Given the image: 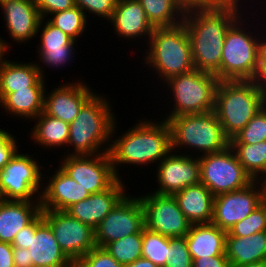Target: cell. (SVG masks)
Returning <instances> with one entry per match:
<instances>
[{
    "label": "cell",
    "mask_w": 266,
    "mask_h": 267,
    "mask_svg": "<svg viewBox=\"0 0 266 267\" xmlns=\"http://www.w3.org/2000/svg\"><path fill=\"white\" fill-rule=\"evenodd\" d=\"M238 0L188 4L183 23L188 32L194 68L216 74L228 28L243 14ZM240 13V14H239Z\"/></svg>",
    "instance_id": "cell-1"
},
{
    "label": "cell",
    "mask_w": 266,
    "mask_h": 267,
    "mask_svg": "<svg viewBox=\"0 0 266 267\" xmlns=\"http://www.w3.org/2000/svg\"><path fill=\"white\" fill-rule=\"evenodd\" d=\"M117 139H112L109 155L118 179V165H148L161 162L171 151V131L166 120H143ZM120 176V177H119Z\"/></svg>",
    "instance_id": "cell-2"
},
{
    "label": "cell",
    "mask_w": 266,
    "mask_h": 267,
    "mask_svg": "<svg viewBox=\"0 0 266 267\" xmlns=\"http://www.w3.org/2000/svg\"><path fill=\"white\" fill-rule=\"evenodd\" d=\"M266 105V92L254 80L219 81L214 112L231 140Z\"/></svg>",
    "instance_id": "cell-3"
},
{
    "label": "cell",
    "mask_w": 266,
    "mask_h": 267,
    "mask_svg": "<svg viewBox=\"0 0 266 267\" xmlns=\"http://www.w3.org/2000/svg\"><path fill=\"white\" fill-rule=\"evenodd\" d=\"M102 97L94 94L69 124L67 145L73 146L74 152H68L67 155H96L109 151V143L114 138L118 124L109 101ZM103 145L106 146L104 149Z\"/></svg>",
    "instance_id": "cell-4"
},
{
    "label": "cell",
    "mask_w": 266,
    "mask_h": 267,
    "mask_svg": "<svg viewBox=\"0 0 266 267\" xmlns=\"http://www.w3.org/2000/svg\"><path fill=\"white\" fill-rule=\"evenodd\" d=\"M148 42L144 64L152 67L164 83L173 76L195 69L191 41L184 23L154 28Z\"/></svg>",
    "instance_id": "cell-5"
},
{
    "label": "cell",
    "mask_w": 266,
    "mask_h": 267,
    "mask_svg": "<svg viewBox=\"0 0 266 267\" xmlns=\"http://www.w3.org/2000/svg\"><path fill=\"white\" fill-rule=\"evenodd\" d=\"M171 148L199 150L202 155L224 150L230 145L214 111L171 117ZM195 148V149H194Z\"/></svg>",
    "instance_id": "cell-6"
},
{
    "label": "cell",
    "mask_w": 266,
    "mask_h": 267,
    "mask_svg": "<svg viewBox=\"0 0 266 267\" xmlns=\"http://www.w3.org/2000/svg\"><path fill=\"white\" fill-rule=\"evenodd\" d=\"M241 18L242 16L226 32L220 70L215 74L219 81L254 80L258 68L260 38L253 36L254 33L244 26L248 23H244Z\"/></svg>",
    "instance_id": "cell-7"
},
{
    "label": "cell",
    "mask_w": 266,
    "mask_h": 267,
    "mask_svg": "<svg viewBox=\"0 0 266 267\" xmlns=\"http://www.w3.org/2000/svg\"><path fill=\"white\" fill-rule=\"evenodd\" d=\"M172 92L174 105L171 117L199 114L214 111L215 91L219 82L211 73L194 69L191 72L176 75L165 81Z\"/></svg>",
    "instance_id": "cell-8"
},
{
    "label": "cell",
    "mask_w": 266,
    "mask_h": 267,
    "mask_svg": "<svg viewBox=\"0 0 266 267\" xmlns=\"http://www.w3.org/2000/svg\"><path fill=\"white\" fill-rule=\"evenodd\" d=\"M199 163L200 183L214 196L243 189L254 181L230 145L222 151L199 156Z\"/></svg>",
    "instance_id": "cell-9"
},
{
    "label": "cell",
    "mask_w": 266,
    "mask_h": 267,
    "mask_svg": "<svg viewBox=\"0 0 266 267\" xmlns=\"http://www.w3.org/2000/svg\"><path fill=\"white\" fill-rule=\"evenodd\" d=\"M41 167L33 156L19 154L17 151L12 159L0 169V199L40 201L43 190L41 182L44 178H48L41 173Z\"/></svg>",
    "instance_id": "cell-10"
},
{
    "label": "cell",
    "mask_w": 266,
    "mask_h": 267,
    "mask_svg": "<svg viewBox=\"0 0 266 267\" xmlns=\"http://www.w3.org/2000/svg\"><path fill=\"white\" fill-rule=\"evenodd\" d=\"M43 219L52 229L55 239L66 257L75 264L96 247L95 231L65 211L42 210Z\"/></svg>",
    "instance_id": "cell-11"
},
{
    "label": "cell",
    "mask_w": 266,
    "mask_h": 267,
    "mask_svg": "<svg viewBox=\"0 0 266 267\" xmlns=\"http://www.w3.org/2000/svg\"><path fill=\"white\" fill-rule=\"evenodd\" d=\"M145 214L139 197L126 195L100 222L95 231V244L103 248L106 244L128 235L143 232Z\"/></svg>",
    "instance_id": "cell-12"
},
{
    "label": "cell",
    "mask_w": 266,
    "mask_h": 267,
    "mask_svg": "<svg viewBox=\"0 0 266 267\" xmlns=\"http://www.w3.org/2000/svg\"><path fill=\"white\" fill-rule=\"evenodd\" d=\"M59 166L90 194L108 189L118 178L108 152L96 155H64Z\"/></svg>",
    "instance_id": "cell-13"
},
{
    "label": "cell",
    "mask_w": 266,
    "mask_h": 267,
    "mask_svg": "<svg viewBox=\"0 0 266 267\" xmlns=\"http://www.w3.org/2000/svg\"><path fill=\"white\" fill-rule=\"evenodd\" d=\"M143 205L145 227L168 237H183L192 225L173 195L151 192L138 196Z\"/></svg>",
    "instance_id": "cell-14"
},
{
    "label": "cell",
    "mask_w": 266,
    "mask_h": 267,
    "mask_svg": "<svg viewBox=\"0 0 266 267\" xmlns=\"http://www.w3.org/2000/svg\"><path fill=\"white\" fill-rule=\"evenodd\" d=\"M262 203L261 185L254 180L243 189L215 196L211 223L228 232Z\"/></svg>",
    "instance_id": "cell-15"
},
{
    "label": "cell",
    "mask_w": 266,
    "mask_h": 267,
    "mask_svg": "<svg viewBox=\"0 0 266 267\" xmlns=\"http://www.w3.org/2000/svg\"><path fill=\"white\" fill-rule=\"evenodd\" d=\"M172 152L157 164L156 182L159 187L154 193L174 195L185 187L200 183L199 157Z\"/></svg>",
    "instance_id": "cell-16"
},
{
    "label": "cell",
    "mask_w": 266,
    "mask_h": 267,
    "mask_svg": "<svg viewBox=\"0 0 266 267\" xmlns=\"http://www.w3.org/2000/svg\"><path fill=\"white\" fill-rule=\"evenodd\" d=\"M84 81L60 84L44 95V112L70 124L78 116L82 106L95 94Z\"/></svg>",
    "instance_id": "cell-17"
},
{
    "label": "cell",
    "mask_w": 266,
    "mask_h": 267,
    "mask_svg": "<svg viewBox=\"0 0 266 267\" xmlns=\"http://www.w3.org/2000/svg\"><path fill=\"white\" fill-rule=\"evenodd\" d=\"M125 188L124 181L121 178L117 179L108 189L91 194L88 198L72 204L65 212L95 230L126 195Z\"/></svg>",
    "instance_id": "cell-18"
},
{
    "label": "cell",
    "mask_w": 266,
    "mask_h": 267,
    "mask_svg": "<svg viewBox=\"0 0 266 267\" xmlns=\"http://www.w3.org/2000/svg\"><path fill=\"white\" fill-rule=\"evenodd\" d=\"M30 259L33 267H74L61 251L49 224L42 212L31 222Z\"/></svg>",
    "instance_id": "cell-19"
},
{
    "label": "cell",
    "mask_w": 266,
    "mask_h": 267,
    "mask_svg": "<svg viewBox=\"0 0 266 267\" xmlns=\"http://www.w3.org/2000/svg\"><path fill=\"white\" fill-rule=\"evenodd\" d=\"M0 6L13 41L27 43L36 38L41 15L33 0H5Z\"/></svg>",
    "instance_id": "cell-20"
},
{
    "label": "cell",
    "mask_w": 266,
    "mask_h": 267,
    "mask_svg": "<svg viewBox=\"0 0 266 267\" xmlns=\"http://www.w3.org/2000/svg\"><path fill=\"white\" fill-rule=\"evenodd\" d=\"M43 185L40 196L42 210L65 211L72 204L88 198L91 194L66 174L60 167Z\"/></svg>",
    "instance_id": "cell-21"
},
{
    "label": "cell",
    "mask_w": 266,
    "mask_h": 267,
    "mask_svg": "<svg viewBox=\"0 0 266 267\" xmlns=\"http://www.w3.org/2000/svg\"><path fill=\"white\" fill-rule=\"evenodd\" d=\"M37 63L15 62L5 57L0 64V101L22 89H46L45 74Z\"/></svg>",
    "instance_id": "cell-22"
},
{
    "label": "cell",
    "mask_w": 266,
    "mask_h": 267,
    "mask_svg": "<svg viewBox=\"0 0 266 267\" xmlns=\"http://www.w3.org/2000/svg\"><path fill=\"white\" fill-rule=\"evenodd\" d=\"M109 22H112L115 34L127 40L143 39V36H148L149 40L154 29L138 0H118Z\"/></svg>",
    "instance_id": "cell-23"
},
{
    "label": "cell",
    "mask_w": 266,
    "mask_h": 267,
    "mask_svg": "<svg viewBox=\"0 0 266 267\" xmlns=\"http://www.w3.org/2000/svg\"><path fill=\"white\" fill-rule=\"evenodd\" d=\"M42 211L40 201L0 199V242L12 243L15 235Z\"/></svg>",
    "instance_id": "cell-24"
},
{
    "label": "cell",
    "mask_w": 266,
    "mask_h": 267,
    "mask_svg": "<svg viewBox=\"0 0 266 267\" xmlns=\"http://www.w3.org/2000/svg\"><path fill=\"white\" fill-rule=\"evenodd\" d=\"M226 235L227 231L213 223L192 224L185 236L191 257L226 256Z\"/></svg>",
    "instance_id": "cell-25"
},
{
    "label": "cell",
    "mask_w": 266,
    "mask_h": 267,
    "mask_svg": "<svg viewBox=\"0 0 266 267\" xmlns=\"http://www.w3.org/2000/svg\"><path fill=\"white\" fill-rule=\"evenodd\" d=\"M173 196L191 224L211 223L215 196L204 184L185 187Z\"/></svg>",
    "instance_id": "cell-26"
},
{
    "label": "cell",
    "mask_w": 266,
    "mask_h": 267,
    "mask_svg": "<svg viewBox=\"0 0 266 267\" xmlns=\"http://www.w3.org/2000/svg\"><path fill=\"white\" fill-rule=\"evenodd\" d=\"M225 255L231 266L266 260V231L245 237L226 236Z\"/></svg>",
    "instance_id": "cell-27"
},
{
    "label": "cell",
    "mask_w": 266,
    "mask_h": 267,
    "mask_svg": "<svg viewBox=\"0 0 266 267\" xmlns=\"http://www.w3.org/2000/svg\"><path fill=\"white\" fill-rule=\"evenodd\" d=\"M46 89H22L8 93L1 101L0 106L10 115L33 119L44 111V93Z\"/></svg>",
    "instance_id": "cell-28"
},
{
    "label": "cell",
    "mask_w": 266,
    "mask_h": 267,
    "mask_svg": "<svg viewBox=\"0 0 266 267\" xmlns=\"http://www.w3.org/2000/svg\"><path fill=\"white\" fill-rule=\"evenodd\" d=\"M138 2L154 28L173 27L183 23L188 6L185 0H138Z\"/></svg>",
    "instance_id": "cell-29"
},
{
    "label": "cell",
    "mask_w": 266,
    "mask_h": 267,
    "mask_svg": "<svg viewBox=\"0 0 266 267\" xmlns=\"http://www.w3.org/2000/svg\"><path fill=\"white\" fill-rule=\"evenodd\" d=\"M34 129L31 130L30 138L35 144L50 149L68 144L70 125L61 119L47 115L44 111L35 118Z\"/></svg>",
    "instance_id": "cell-30"
},
{
    "label": "cell",
    "mask_w": 266,
    "mask_h": 267,
    "mask_svg": "<svg viewBox=\"0 0 266 267\" xmlns=\"http://www.w3.org/2000/svg\"><path fill=\"white\" fill-rule=\"evenodd\" d=\"M230 146L253 180H259L261 176L266 175V140L252 145L230 144Z\"/></svg>",
    "instance_id": "cell-31"
},
{
    "label": "cell",
    "mask_w": 266,
    "mask_h": 267,
    "mask_svg": "<svg viewBox=\"0 0 266 267\" xmlns=\"http://www.w3.org/2000/svg\"><path fill=\"white\" fill-rule=\"evenodd\" d=\"M122 266L142 257V232L128 235L103 247Z\"/></svg>",
    "instance_id": "cell-32"
},
{
    "label": "cell",
    "mask_w": 266,
    "mask_h": 267,
    "mask_svg": "<svg viewBox=\"0 0 266 267\" xmlns=\"http://www.w3.org/2000/svg\"><path fill=\"white\" fill-rule=\"evenodd\" d=\"M47 19L52 25L69 35L75 41L83 35L87 29V18L84 12L77 6L71 9L50 14ZM53 15V16H52Z\"/></svg>",
    "instance_id": "cell-33"
},
{
    "label": "cell",
    "mask_w": 266,
    "mask_h": 267,
    "mask_svg": "<svg viewBox=\"0 0 266 267\" xmlns=\"http://www.w3.org/2000/svg\"><path fill=\"white\" fill-rule=\"evenodd\" d=\"M170 237L151 231L146 227L142 232V257L149 259L158 267H164L168 257Z\"/></svg>",
    "instance_id": "cell-34"
},
{
    "label": "cell",
    "mask_w": 266,
    "mask_h": 267,
    "mask_svg": "<svg viewBox=\"0 0 266 267\" xmlns=\"http://www.w3.org/2000/svg\"><path fill=\"white\" fill-rule=\"evenodd\" d=\"M266 140V105L231 140L230 144H257Z\"/></svg>",
    "instance_id": "cell-35"
},
{
    "label": "cell",
    "mask_w": 266,
    "mask_h": 267,
    "mask_svg": "<svg viewBox=\"0 0 266 267\" xmlns=\"http://www.w3.org/2000/svg\"><path fill=\"white\" fill-rule=\"evenodd\" d=\"M261 231H266V204L262 203L246 218L234 224L226 236L245 237Z\"/></svg>",
    "instance_id": "cell-36"
},
{
    "label": "cell",
    "mask_w": 266,
    "mask_h": 267,
    "mask_svg": "<svg viewBox=\"0 0 266 267\" xmlns=\"http://www.w3.org/2000/svg\"><path fill=\"white\" fill-rule=\"evenodd\" d=\"M43 20L45 21L44 18H41L37 30V32L42 31V34L39 36L41 44L37 45L39 49L75 48L76 41L73 38L52 25L48 20L45 22ZM43 22L45 25L41 26Z\"/></svg>",
    "instance_id": "cell-37"
},
{
    "label": "cell",
    "mask_w": 266,
    "mask_h": 267,
    "mask_svg": "<svg viewBox=\"0 0 266 267\" xmlns=\"http://www.w3.org/2000/svg\"><path fill=\"white\" fill-rule=\"evenodd\" d=\"M164 267H192V257L188 250L186 237H170L168 257Z\"/></svg>",
    "instance_id": "cell-38"
},
{
    "label": "cell",
    "mask_w": 266,
    "mask_h": 267,
    "mask_svg": "<svg viewBox=\"0 0 266 267\" xmlns=\"http://www.w3.org/2000/svg\"><path fill=\"white\" fill-rule=\"evenodd\" d=\"M74 267H123L104 248L95 247L81 257Z\"/></svg>",
    "instance_id": "cell-39"
},
{
    "label": "cell",
    "mask_w": 266,
    "mask_h": 267,
    "mask_svg": "<svg viewBox=\"0 0 266 267\" xmlns=\"http://www.w3.org/2000/svg\"><path fill=\"white\" fill-rule=\"evenodd\" d=\"M75 6L79 7L87 18V13L97 15L107 21L112 18L118 0H74Z\"/></svg>",
    "instance_id": "cell-40"
},
{
    "label": "cell",
    "mask_w": 266,
    "mask_h": 267,
    "mask_svg": "<svg viewBox=\"0 0 266 267\" xmlns=\"http://www.w3.org/2000/svg\"><path fill=\"white\" fill-rule=\"evenodd\" d=\"M39 59L49 68H57L68 65L74 57V48L38 49ZM51 66V67H50Z\"/></svg>",
    "instance_id": "cell-41"
},
{
    "label": "cell",
    "mask_w": 266,
    "mask_h": 267,
    "mask_svg": "<svg viewBox=\"0 0 266 267\" xmlns=\"http://www.w3.org/2000/svg\"><path fill=\"white\" fill-rule=\"evenodd\" d=\"M16 137L4 128H0V169H2L19 150Z\"/></svg>",
    "instance_id": "cell-42"
},
{
    "label": "cell",
    "mask_w": 266,
    "mask_h": 267,
    "mask_svg": "<svg viewBox=\"0 0 266 267\" xmlns=\"http://www.w3.org/2000/svg\"><path fill=\"white\" fill-rule=\"evenodd\" d=\"M34 5L38 8L41 18L59 11L71 9L75 6L74 0H33Z\"/></svg>",
    "instance_id": "cell-43"
},
{
    "label": "cell",
    "mask_w": 266,
    "mask_h": 267,
    "mask_svg": "<svg viewBox=\"0 0 266 267\" xmlns=\"http://www.w3.org/2000/svg\"><path fill=\"white\" fill-rule=\"evenodd\" d=\"M254 81L266 92V39L260 40L258 68Z\"/></svg>",
    "instance_id": "cell-44"
},
{
    "label": "cell",
    "mask_w": 266,
    "mask_h": 267,
    "mask_svg": "<svg viewBox=\"0 0 266 267\" xmlns=\"http://www.w3.org/2000/svg\"><path fill=\"white\" fill-rule=\"evenodd\" d=\"M192 267H231L226 256L192 258Z\"/></svg>",
    "instance_id": "cell-45"
},
{
    "label": "cell",
    "mask_w": 266,
    "mask_h": 267,
    "mask_svg": "<svg viewBox=\"0 0 266 267\" xmlns=\"http://www.w3.org/2000/svg\"><path fill=\"white\" fill-rule=\"evenodd\" d=\"M13 261L15 267H33L29 249L13 247Z\"/></svg>",
    "instance_id": "cell-46"
},
{
    "label": "cell",
    "mask_w": 266,
    "mask_h": 267,
    "mask_svg": "<svg viewBox=\"0 0 266 267\" xmlns=\"http://www.w3.org/2000/svg\"><path fill=\"white\" fill-rule=\"evenodd\" d=\"M31 241V223L22 228L16 235L11 243L13 247L17 248H29Z\"/></svg>",
    "instance_id": "cell-47"
},
{
    "label": "cell",
    "mask_w": 266,
    "mask_h": 267,
    "mask_svg": "<svg viewBox=\"0 0 266 267\" xmlns=\"http://www.w3.org/2000/svg\"><path fill=\"white\" fill-rule=\"evenodd\" d=\"M0 267H15L13 261V246L0 242Z\"/></svg>",
    "instance_id": "cell-48"
},
{
    "label": "cell",
    "mask_w": 266,
    "mask_h": 267,
    "mask_svg": "<svg viewBox=\"0 0 266 267\" xmlns=\"http://www.w3.org/2000/svg\"><path fill=\"white\" fill-rule=\"evenodd\" d=\"M123 267H158L157 265H155L152 261H150L149 259L146 258H139L136 261H134L133 263L123 266Z\"/></svg>",
    "instance_id": "cell-49"
},
{
    "label": "cell",
    "mask_w": 266,
    "mask_h": 267,
    "mask_svg": "<svg viewBox=\"0 0 266 267\" xmlns=\"http://www.w3.org/2000/svg\"><path fill=\"white\" fill-rule=\"evenodd\" d=\"M0 64L2 62V60L4 59L3 57L6 55L5 53H7V51H9L8 48H10L11 46L8 45L9 43H7V41L5 42L4 39H2V36H0Z\"/></svg>",
    "instance_id": "cell-50"
},
{
    "label": "cell",
    "mask_w": 266,
    "mask_h": 267,
    "mask_svg": "<svg viewBox=\"0 0 266 267\" xmlns=\"http://www.w3.org/2000/svg\"><path fill=\"white\" fill-rule=\"evenodd\" d=\"M260 180H262V182ZM258 181H259L261 188H262L263 203L266 204V175H264V177H261Z\"/></svg>",
    "instance_id": "cell-51"
},
{
    "label": "cell",
    "mask_w": 266,
    "mask_h": 267,
    "mask_svg": "<svg viewBox=\"0 0 266 267\" xmlns=\"http://www.w3.org/2000/svg\"><path fill=\"white\" fill-rule=\"evenodd\" d=\"M231 267H266V260L251 263V264H245L241 266H231Z\"/></svg>",
    "instance_id": "cell-52"
},
{
    "label": "cell",
    "mask_w": 266,
    "mask_h": 267,
    "mask_svg": "<svg viewBox=\"0 0 266 267\" xmlns=\"http://www.w3.org/2000/svg\"><path fill=\"white\" fill-rule=\"evenodd\" d=\"M187 4L213 3L220 0H185Z\"/></svg>",
    "instance_id": "cell-53"
}]
</instances>
